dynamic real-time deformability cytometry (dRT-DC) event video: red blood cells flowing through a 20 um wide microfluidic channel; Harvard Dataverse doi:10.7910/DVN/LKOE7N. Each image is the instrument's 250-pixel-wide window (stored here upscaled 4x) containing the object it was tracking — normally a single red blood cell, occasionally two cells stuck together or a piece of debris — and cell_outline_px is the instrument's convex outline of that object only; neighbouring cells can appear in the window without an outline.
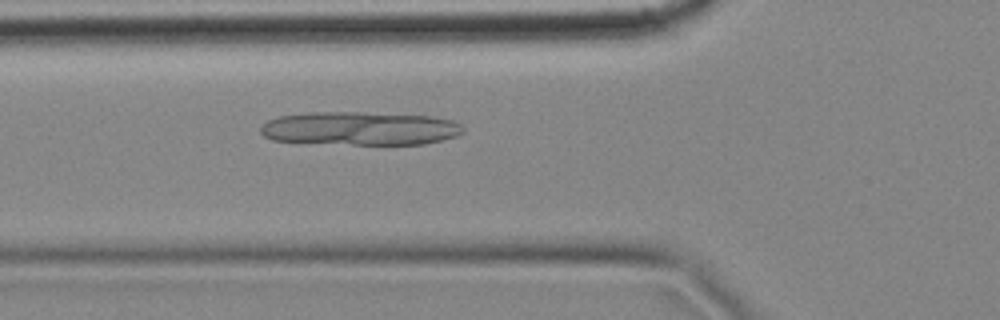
{"species": "common noctule bat (a hibernating species)", "species_latin": "Nyctalus noctula", "temperature_condition": "cold", "stored_images_in_passage": 5, "camera_frame_rate_fps": 3000, "um_per_image_px": 0.085, "animal": {"sex": "female", "body_mass_g": 18.4}, "frame": {"image": 1, "passage_image": 5, "time_ms": 1.333, "image_size_px": [1000, 320], "cell_outline_px": [[464, 132], [456, 136], [424, 144], [352, 144], [272, 140], [264, 136], [260, 132], [260, 128], [268, 120], [280, 116], [308, 112], [364, 112], [428, 116], [452, 120], [460, 124], [464, 128]], "centroid_in_image_um": [30.61, 10.91], "position_along_channel_um": 95.2, "area_um2": 39.3}}